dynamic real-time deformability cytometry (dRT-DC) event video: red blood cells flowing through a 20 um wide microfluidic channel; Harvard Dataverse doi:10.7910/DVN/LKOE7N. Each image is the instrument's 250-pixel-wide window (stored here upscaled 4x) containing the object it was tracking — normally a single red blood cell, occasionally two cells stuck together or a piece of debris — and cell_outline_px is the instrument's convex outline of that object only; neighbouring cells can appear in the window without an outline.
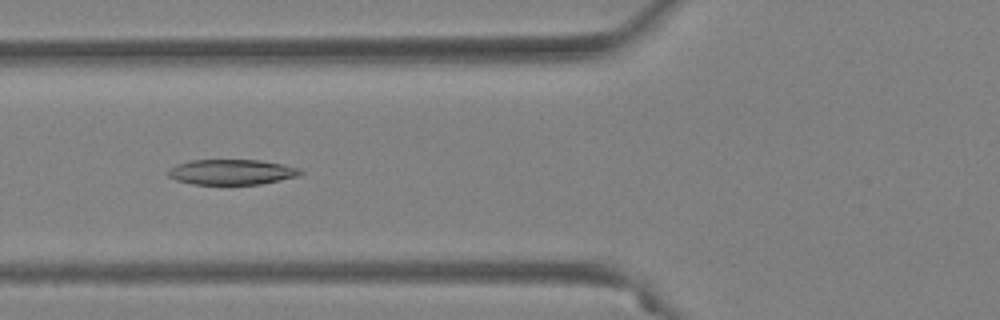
{"species": "Egyptian fruit bat (a non-hibernating species)", "species_latin": "Rousettus aegyptiacus", "temperature_condition": "warm", "stored_images_in_passage": 36, "camera_frame_rate_fps": 3000, "um_per_image_px": 0.085, "animal": {"sex": "female"}, "frame": {"image": 1, "passage_image": 4, "time_ms": 1.0, "image_size_px": [1000, 320], "cell_outline_px": [[304, 172], [300, 176], [260, 184], [192, 184], [176, 180], [168, 176], [168, 172], [176, 164], [188, 160], [260, 160], [300, 168]], "centroid_in_image_um": [19.71, 14.62], "position_along_channel_um": 106.1, "area_um2": 19.48}}
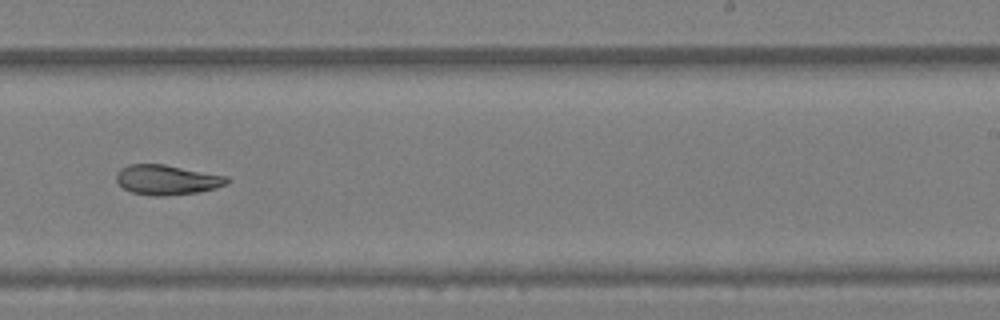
{"frame": {"image": 2, "passage_image": 17, "time_ms": 5.333, "image_size_px": [1000, 320], "cell_outline_px": [[232, 180], [228, 184], [216, 188], [200, 192], [164, 196], [152, 196], [132, 192], [124, 188], [116, 180], [116, 172], [120, 168], [128, 164], [164, 164], [228, 176]], "centroid_in_image_um": [14.23, 15.28], "position_along_channel_um": 274.8, "area_um2": 19.54}}
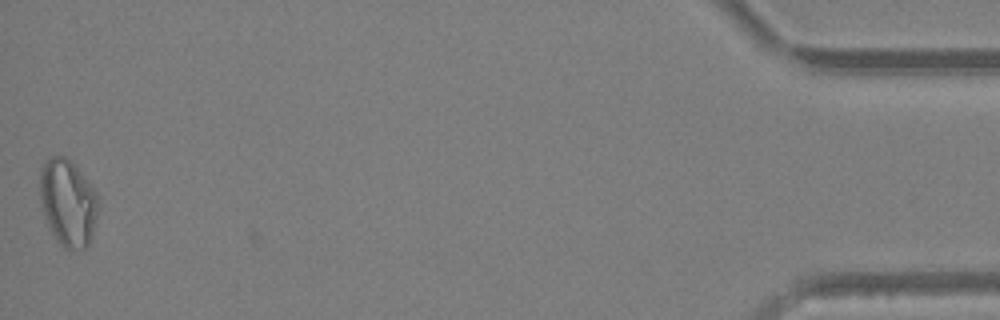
{"frame": {"image": 3, "passage_image": 36, "time_ms": 11.667, "image_size_px": [1000, 320], "cell_outline_px": [[100, 208], [92, 236], [88, 244], [84, 248], [64, 248], [56, 240], [48, 228], [40, 208], [40, 168], [48, 156], [64, 156], [76, 168], [100, 196]], "centroid_in_image_um": [5.77, 17.24], "position_along_channel_um": 429.4, "area_um2": 29.94}, "authors_computed_cell_mechanics": {"area_um2": 20.1144, "velocity_mm_per_s": 3.9007, "shape_relaxation_time_tau1_ms": null, "shape_relaxation_time_tau2_ms": 3.7899, "deformation_change_tau1": null, "deformation_change_tau2": 0.1017}}